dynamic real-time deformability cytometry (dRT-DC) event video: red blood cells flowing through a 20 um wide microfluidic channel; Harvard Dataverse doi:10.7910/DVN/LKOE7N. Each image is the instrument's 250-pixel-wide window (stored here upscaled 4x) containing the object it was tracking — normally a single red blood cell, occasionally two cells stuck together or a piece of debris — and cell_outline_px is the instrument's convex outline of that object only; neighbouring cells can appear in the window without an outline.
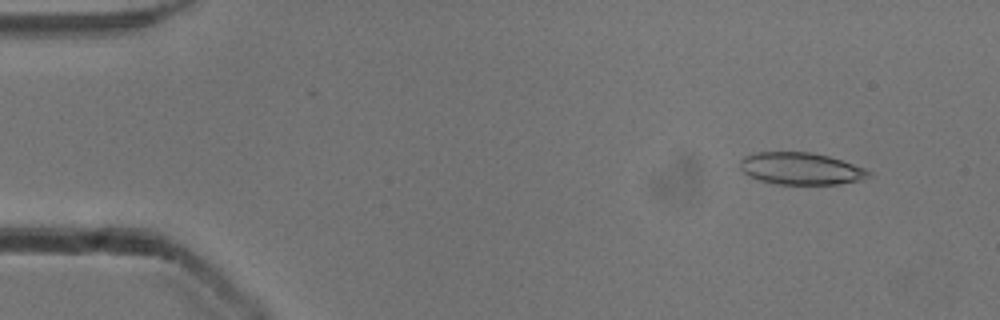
{"species": "common noctule bat (a hibernating species)", "species_latin": "Nyctalus noctula", "temperature_condition": "cold", "stored_images_in_passage": 50, "camera_frame_rate_fps": 3000, "um_per_image_px": 0.085, "animal": {"sex": "male", "body_mass_g": 13.3}, "frame": {"image": 1, "passage_image": 2, "time_ms": 0.333, "image_size_px": [1000, 320], "cell_outline_px": [[872, 176], [860, 180], [836, 184], [776, 184], [760, 180], [748, 176], [740, 168], [740, 160], [744, 156], [756, 152], [812, 152], [828, 156], [864, 168], [872, 172]], "centroid_in_image_um": [68.06, 14.33], "position_along_channel_um": 16.9, "area_um2": 23.99}}
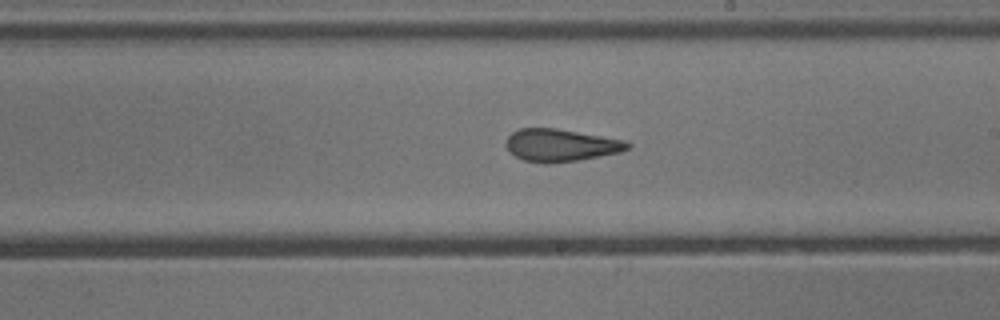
{"frame": {"image": 2, "passage_image": 27, "time_ms": 8.667, "image_size_px": [1000, 320], "cell_outline_px": [[632, 148], [620, 152], [576, 160], [552, 164], [544, 164], [524, 160], [508, 152], [504, 144], [504, 140], [512, 132], [520, 128], [556, 128], [624, 140], [632, 144]], "centroid_in_image_um": [47.62, 12.35], "position_along_channel_um": 241.4, "area_um2": 23.18}}
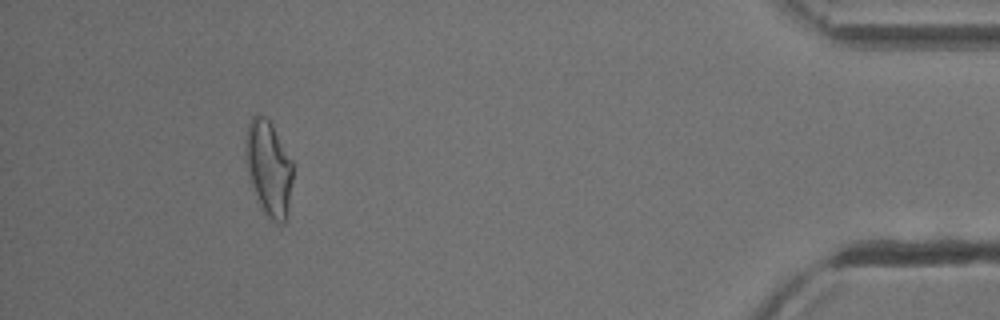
{"frame": {"image": 3, "passage_image": 45, "time_ms": 14.667, "image_size_px": [1000, 320], "cell_outline_px": [[292, 180], [288, 204], [284, 224], [276, 224], [268, 220], [260, 204], [252, 184], [248, 172], [244, 144], [248, 124], [252, 116], [256, 112], [264, 116], [272, 124], [292, 160]], "centroid_in_image_um": [22.83, 14.27], "position_along_channel_um": 412.4, "area_um2": 26.01}, "authors_computed_cell_mechanics": {"area_um2": 24.2182, "velocity_mm_per_s": 3.9157, "shape_relaxation_time_tau1_ms": null, "shape_relaxation_time_tau2_ms": 1.7232, "deformation_change_tau1": null, "deformation_change_tau2": 0.1038}}